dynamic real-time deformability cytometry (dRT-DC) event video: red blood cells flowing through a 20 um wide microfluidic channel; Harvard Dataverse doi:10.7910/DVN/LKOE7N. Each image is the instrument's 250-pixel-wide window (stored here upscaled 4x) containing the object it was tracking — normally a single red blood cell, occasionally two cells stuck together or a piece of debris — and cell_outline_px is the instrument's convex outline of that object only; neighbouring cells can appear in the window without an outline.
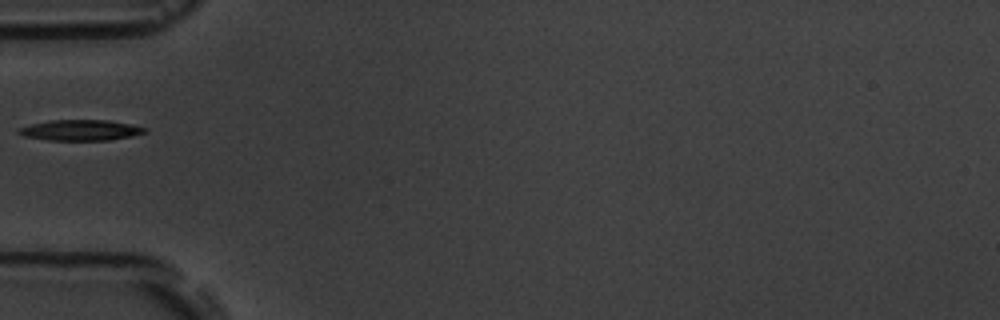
{"species": "common noctule bat (a hibernating species)", "species_latin": "Nyctalus noctula", "temperature_condition": "room temperature", "stored_images_in_passage": 2, "camera_frame_rate_fps": 3000, "um_per_image_px": 0.085, "animal": {"sex": "male", "body_mass_g": 19.5, "forearm_length_mm": 54.6}, "frame": {"image": 1, "passage_image": 1, "time_ms": 0.0, "image_size_px": [1000, 320], "cell_outline_px": [[148, 132], [132, 136], [108, 140], [48, 140], [24, 136], [16, 132], [16, 128], [32, 124], [52, 120], [108, 120], [132, 124], [148, 128]], "centroid_in_image_um": [6.87, 11.06], "position_along_channel_um": 78.1, "area_um2": 15.32}}
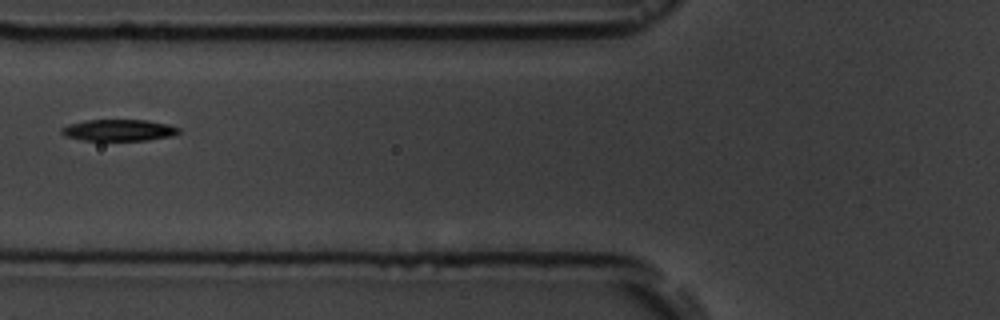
{"frame": {"image": 2, "passage_image": 2, "time_ms": 1.0, "image_size_px": [1000, 320], "cell_outline_px": [[180, 132], [172, 136], [148, 140], [84, 140], [64, 136], [60, 132], [60, 128], [68, 124], [88, 120], [144, 120], [168, 124], [180, 128]], "centroid_in_image_um": [10.08, 11.06], "position_along_channel_um": 115.7, "area_um2": 14.68}}